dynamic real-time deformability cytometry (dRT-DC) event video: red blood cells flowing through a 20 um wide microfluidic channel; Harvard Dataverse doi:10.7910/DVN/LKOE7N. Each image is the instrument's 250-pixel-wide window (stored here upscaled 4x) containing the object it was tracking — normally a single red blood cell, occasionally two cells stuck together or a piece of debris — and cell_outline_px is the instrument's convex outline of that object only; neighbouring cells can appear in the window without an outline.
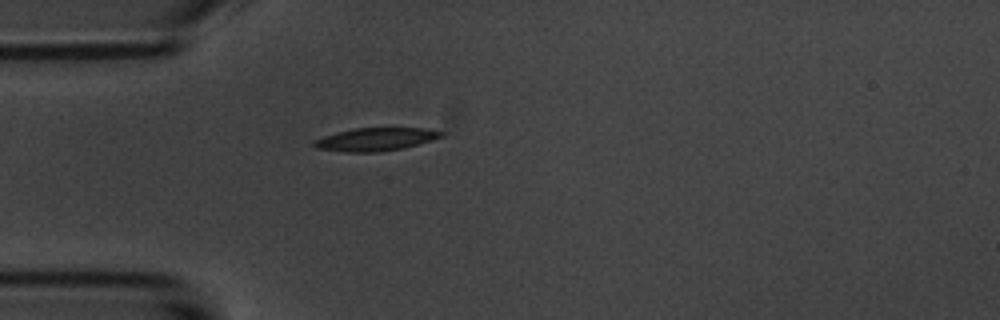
{"species": "common noctule bat (a hibernating species)", "species_latin": "Nyctalus noctula", "temperature_condition": "room temperature", "stored_images_in_passage": 1, "camera_frame_rate_fps": 3000, "um_per_image_px": 0.085, "animal": {"sex": "male", "body_mass_g": 20.1, "forearm_length_mm": 53.5}, "frame": {"image": 1, "passage_image": 1, "time_ms": 0.0, "image_size_px": [1000, 320], "cell_outline_px": [[444, 136], [432, 140], [404, 148], [376, 152], [348, 152], [316, 148], [312, 144], [312, 140], [336, 132], [356, 128], [424, 128], [444, 132]], "centroid_in_image_um": [31.92, 11.84], "position_along_channel_um": 53.1, "area_um2": 17.05}}